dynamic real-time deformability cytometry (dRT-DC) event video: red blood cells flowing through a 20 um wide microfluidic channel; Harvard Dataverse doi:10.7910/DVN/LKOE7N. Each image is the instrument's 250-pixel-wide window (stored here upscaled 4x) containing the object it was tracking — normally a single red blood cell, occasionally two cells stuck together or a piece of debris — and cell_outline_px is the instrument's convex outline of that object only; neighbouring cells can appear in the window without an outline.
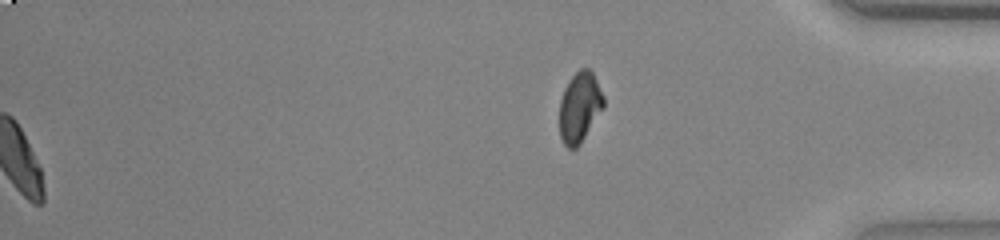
{"species": "common noctule bat (a hibernating species)", "species_latin": "Nyctalus noctula", "temperature_condition": "warm", "stored_images_in_passage": 54, "segment_of_instrument_passage": [2, 2], "camera_frame_rate_fps": 3000, "um_per_image_px": 0.085, "animal": {"sex": "female", "body_mass_g": 23.0, "forearm_length_mm": 53.4}, "frame": {"image": 1, "passage_image": 54, "time_ms": 17.667, "image_size_px": [1000, 240], "cell_outline_px": [[604, 108], [580, 144], [576, 148], [568, 148], [564, 144], [560, 136], [560, 100], [564, 88], [568, 80], [580, 68], [588, 68], [592, 72], [604, 96]], "centroid_in_image_um": [49.27, 9.11], "position_along_channel_um": 385.9, "area_um2": 18.09}}